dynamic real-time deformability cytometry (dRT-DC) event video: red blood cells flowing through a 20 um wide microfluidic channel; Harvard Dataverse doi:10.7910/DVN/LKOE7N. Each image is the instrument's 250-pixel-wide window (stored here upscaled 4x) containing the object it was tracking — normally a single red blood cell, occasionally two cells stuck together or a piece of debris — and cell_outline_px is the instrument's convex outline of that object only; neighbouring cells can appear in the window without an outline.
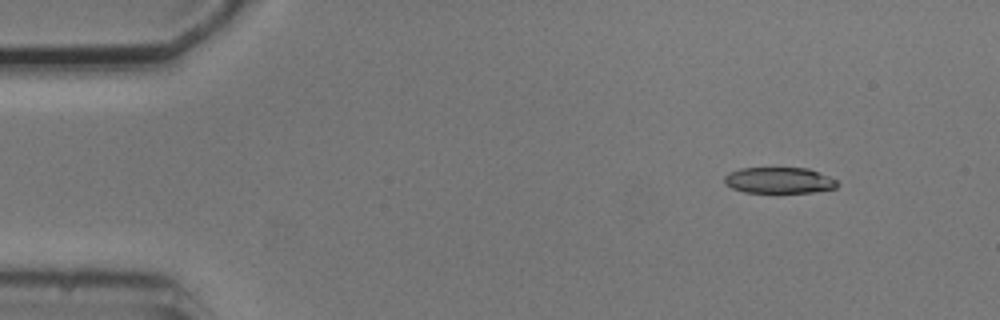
{"species": "common noctule bat (a hibernating species)", "species_latin": "Nyctalus noctula", "temperature_condition": "cold", "stored_images_in_passage": 3, "camera_frame_rate_fps": 3000, "um_per_image_px": 0.085, "animal": {"sex": "male", "body_mass_g": 20.5, "forearm_length_mm": 52.5}, "frame": {"image": 1, "passage_image": 1, "time_ms": 0.0, "image_size_px": [1000, 320], "cell_outline_px": [[840, 184], [836, 188], [812, 192], [776, 196], [744, 192], [732, 188], [724, 184], [724, 176], [728, 172], [740, 168], [808, 168], [828, 176], [836, 180]], "centroid_in_image_um": [66.19, 15.38], "position_along_channel_um": 18.8, "area_um2": 18.15}}
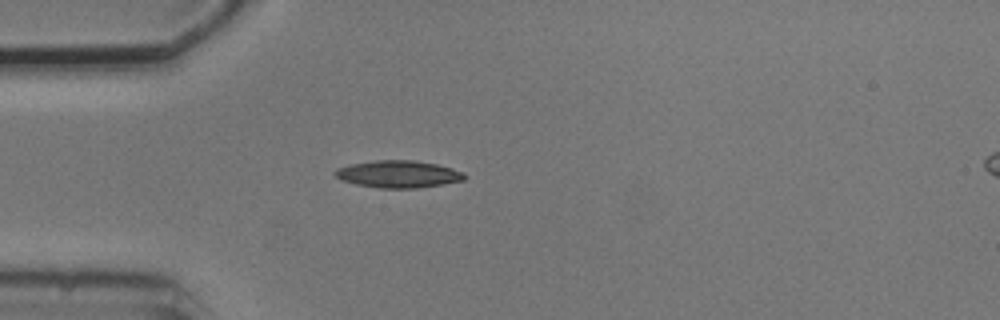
{"frame": {"image": 2, "passage_image": 3, "time_ms": 3.0, "image_size_px": [1000, 320], "cell_outline_px": [[468, 176], [464, 180], [416, 188], [380, 188], [356, 184], [340, 180], [332, 172], [336, 168], [348, 164], [376, 160], [416, 160], [436, 164], [452, 168], [464, 172]], "centroid_in_image_um": [33.83, 14.79], "position_along_channel_um": 51.2, "area_um2": 20.63}}